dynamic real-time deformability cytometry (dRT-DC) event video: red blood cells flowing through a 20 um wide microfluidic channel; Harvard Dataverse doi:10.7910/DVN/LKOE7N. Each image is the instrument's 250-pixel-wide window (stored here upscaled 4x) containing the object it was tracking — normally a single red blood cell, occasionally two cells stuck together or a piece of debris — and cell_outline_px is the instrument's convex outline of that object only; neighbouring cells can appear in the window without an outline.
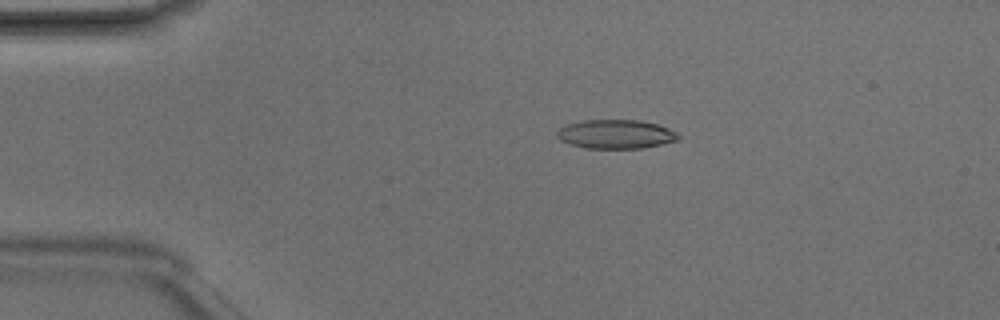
{"species": "Egyptian fruit bat (a non-hibernating species)", "species_latin": "Rousettus aegyptiacus", "temperature_condition": "room temperature", "stored_images_in_passage": 4, "camera_frame_rate_fps": 3000, "um_per_image_px": 0.085, "animal": {"sex": "male"}, "frame": {"image": 1, "passage_image": 3, "time_ms": 0.667, "image_size_px": [1000, 320], "cell_outline_px": [[680, 136], [676, 140], [660, 144], [640, 148], [588, 148], [568, 144], [560, 140], [556, 136], [556, 132], [560, 128], [568, 124], [580, 120], [640, 120], [656, 124], [668, 128], [676, 132]], "centroid_in_image_um": [52.29, 11.4], "position_along_channel_um": 32.7, "area_um2": 20.35}}